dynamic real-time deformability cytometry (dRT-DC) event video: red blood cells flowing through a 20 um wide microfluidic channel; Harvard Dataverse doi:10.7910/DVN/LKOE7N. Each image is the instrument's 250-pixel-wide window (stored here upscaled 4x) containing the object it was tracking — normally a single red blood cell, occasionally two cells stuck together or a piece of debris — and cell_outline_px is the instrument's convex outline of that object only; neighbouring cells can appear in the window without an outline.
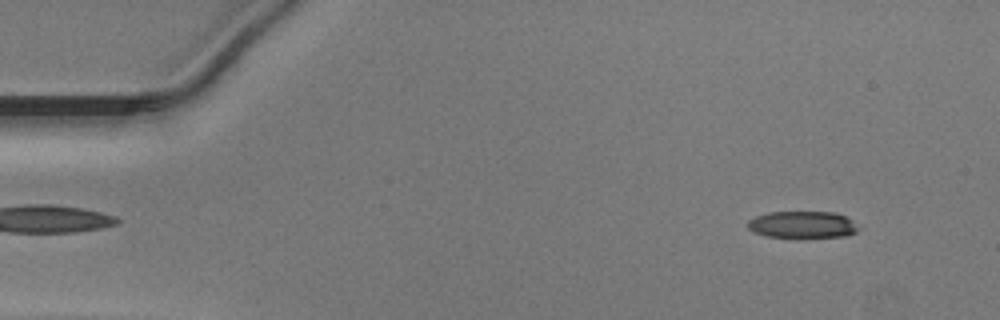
{"species": "Egyptian fruit bat (a non-hibernating species)", "species_latin": "Rousettus aegyptiacus", "temperature_condition": "warm", "stored_images_in_passage": 49, "camera_frame_rate_fps": 3000, "um_per_image_px": 0.085, "animal": {"sex": "male"}, "frame": {"image": 1, "passage_image": 4, "time_ms": 1.0, "image_size_px": [1000, 320], "cell_outline_px": [[860, 228], [856, 232], [848, 236], [800, 240], [796, 240], [764, 236], [748, 228], [748, 220], [756, 216], [768, 212], [836, 212], [852, 220]], "centroid_in_image_um": [68.23, 19.15], "position_along_channel_um": 16.8, "area_um2": 18.26}}
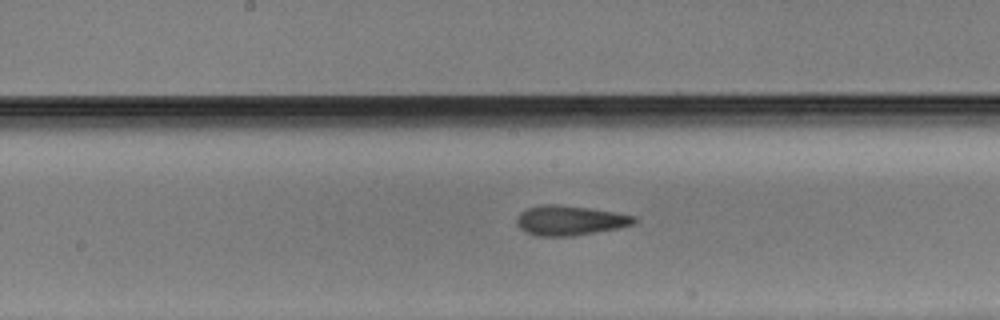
{"frame": {"image": 2, "passage_image": 25, "time_ms": 8.0, "image_size_px": [1000, 320], "cell_outline_px": [[636, 220], [632, 224], [616, 228], [596, 232], [572, 236], [536, 236], [524, 232], [516, 224], [516, 216], [520, 212], [528, 208], [540, 204], [552, 204], [588, 208], [612, 212], [632, 216]], "centroid_in_image_um": [48.32, 18.74], "position_along_channel_um": 199.9, "area_um2": 20.11}}
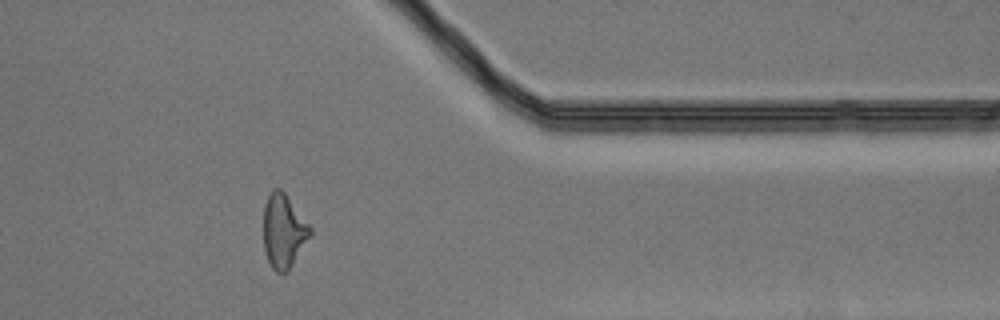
{"frame": {"image": 3, "passage_image": 40, "time_ms": 13.0, "image_size_px": [1000, 320], "cell_outline_px": [[312, 232], [288, 272], [276, 272], [272, 268], [264, 252], [264, 204], [272, 188], [280, 188], [284, 192], [312, 228]], "centroid_in_image_um": [24.09, 19.64], "position_along_channel_um": 387.3, "area_um2": 19.94}}